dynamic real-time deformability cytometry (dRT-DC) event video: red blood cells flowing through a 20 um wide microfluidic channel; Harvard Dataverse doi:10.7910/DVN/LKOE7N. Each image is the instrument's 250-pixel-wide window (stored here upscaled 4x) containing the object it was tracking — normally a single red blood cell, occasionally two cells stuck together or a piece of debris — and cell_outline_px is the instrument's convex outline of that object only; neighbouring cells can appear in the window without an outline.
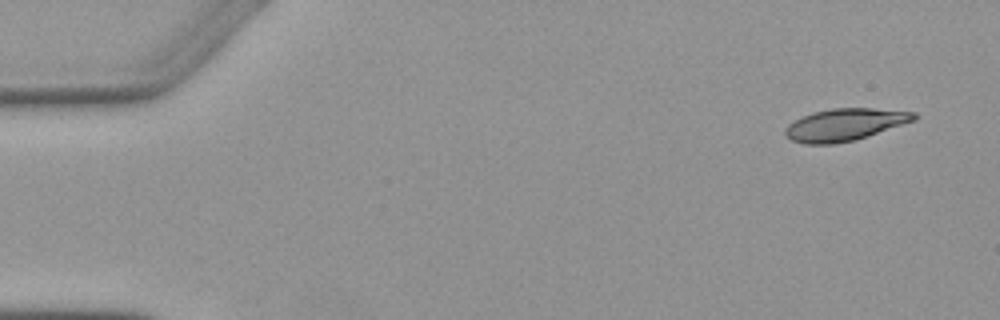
{"species": "Egyptian fruit bat (a non-hibernating species)", "species_latin": "Rousettus aegyptiacus", "temperature_condition": "warm", "stored_images_in_passage": 4, "camera_frame_rate_fps": 3000, "um_per_image_px": 0.085, "animal": {"sex": "female"}, "frame": {"image": 1, "passage_image": 1, "time_ms": 0.0, "image_size_px": [1000, 320], "cell_outline_px": [[920, 116], [916, 120], [856, 140], [832, 144], [804, 144], [792, 140], [784, 136], [784, 128], [788, 124], [812, 112], [832, 108], [872, 108], [916, 112]], "centroid_in_image_um": [71.82, 10.59], "position_along_channel_um": 13.2, "area_um2": 24.33}}
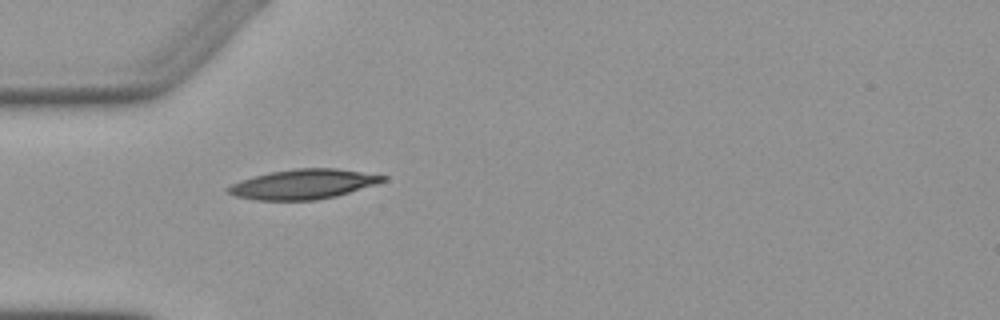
{"frame": {"image": 2, "passage_image": 4, "time_ms": 4.333, "image_size_px": [1000, 320], "cell_outline_px": [[388, 180], [376, 184], [336, 196], [316, 200], [256, 200], [236, 196], [224, 192], [224, 188], [240, 180], [268, 172], [296, 168], [336, 168], [388, 176]], "centroid_in_image_um": [25.75, 15.65], "position_along_channel_um": 59.3, "area_um2": 26.99}}